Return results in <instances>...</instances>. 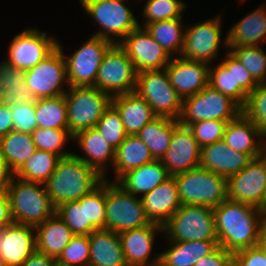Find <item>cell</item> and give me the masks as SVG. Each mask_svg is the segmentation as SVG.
<instances>
[{"instance_id":"8d00e7d4","label":"cell","mask_w":266,"mask_h":266,"mask_svg":"<svg viewBox=\"0 0 266 266\" xmlns=\"http://www.w3.org/2000/svg\"><path fill=\"white\" fill-rule=\"evenodd\" d=\"M181 20V18H176L157 21L145 27L152 38L157 41L170 56H173L172 54L174 53H178L179 56L181 55L186 29V26L183 25Z\"/></svg>"},{"instance_id":"11a10c76","label":"cell","mask_w":266,"mask_h":266,"mask_svg":"<svg viewBox=\"0 0 266 266\" xmlns=\"http://www.w3.org/2000/svg\"><path fill=\"white\" fill-rule=\"evenodd\" d=\"M10 106L7 102L0 105V138L13 131V120Z\"/></svg>"},{"instance_id":"816d5d0a","label":"cell","mask_w":266,"mask_h":266,"mask_svg":"<svg viewBox=\"0 0 266 266\" xmlns=\"http://www.w3.org/2000/svg\"><path fill=\"white\" fill-rule=\"evenodd\" d=\"M233 261L238 266H266V254L257 245L234 253Z\"/></svg>"},{"instance_id":"4dcf8cb0","label":"cell","mask_w":266,"mask_h":266,"mask_svg":"<svg viewBox=\"0 0 266 266\" xmlns=\"http://www.w3.org/2000/svg\"><path fill=\"white\" fill-rule=\"evenodd\" d=\"M37 252L57 258L74 236L71 229L55 213L35 227Z\"/></svg>"},{"instance_id":"4fadbf2b","label":"cell","mask_w":266,"mask_h":266,"mask_svg":"<svg viewBox=\"0 0 266 266\" xmlns=\"http://www.w3.org/2000/svg\"><path fill=\"white\" fill-rule=\"evenodd\" d=\"M62 46L57 48L36 66L25 70L26 85L35 98H48L65 95L64 83L68 84L66 61ZM63 83V84H62Z\"/></svg>"},{"instance_id":"484cf974","label":"cell","mask_w":266,"mask_h":266,"mask_svg":"<svg viewBox=\"0 0 266 266\" xmlns=\"http://www.w3.org/2000/svg\"><path fill=\"white\" fill-rule=\"evenodd\" d=\"M111 104L120 114L127 135H137L157 117L151 106L135 91L112 97Z\"/></svg>"},{"instance_id":"60d3db41","label":"cell","mask_w":266,"mask_h":266,"mask_svg":"<svg viewBox=\"0 0 266 266\" xmlns=\"http://www.w3.org/2000/svg\"><path fill=\"white\" fill-rule=\"evenodd\" d=\"M262 46L229 47L257 83H266V53Z\"/></svg>"},{"instance_id":"c3c4849f","label":"cell","mask_w":266,"mask_h":266,"mask_svg":"<svg viewBox=\"0 0 266 266\" xmlns=\"http://www.w3.org/2000/svg\"><path fill=\"white\" fill-rule=\"evenodd\" d=\"M228 122L229 121L204 120L191 124L188 128L192 131L194 138L202 148L203 146L221 141Z\"/></svg>"},{"instance_id":"d6986e66","label":"cell","mask_w":266,"mask_h":266,"mask_svg":"<svg viewBox=\"0 0 266 266\" xmlns=\"http://www.w3.org/2000/svg\"><path fill=\"white\" fill-rule=\"evenodd\" d=\"M209 63L184 59L181 56L171 58L165 67L171 85L178 95L185 99L199 93L208 85Z\"/></svg>"},{"instance_id":"6f0895ef","label":"cell","mask_w":266,"mask_h":266,"mask_svg":"<svg viewBox=\"0 0 266 266\" xmlns=\"http://www.w3.org/2000/svg\"><path fill=\"white\" fill-rule=\"evenodd\" d=\"M15 173L11 170L5 158L0 153V191L7 190Z\"/></svg>"},{"instance_id":"ab89813d","label":"cell","mask_w":266,"mask_h":266,"mask_svg":"<svg viewBox=\"0 0 266 266\" xmlns=\"http://www.w3.org/2000/svg\"><path fill=\"white\" fill-rule=\"evenodd\" d=\"M208 85L229 96L241 108L245 105L248 94L240 86H235L234 67H226L221 62L215 68H209Z\"/></svg>"},{"instance_id":"f35d334b","label":"cell","mask_w":266,"mask_h":266,"mask_svg":"<svg viewBox=\"0 0 266 266\" xmlns=\"http://www.w3.org/2000/svg\"><path fill=\"white\" fill-rule=\"evenodd\" d=\"M85 205L86 213V235L89 236L93 231L105 229L106 217V180L104 179L89 194L80 200Z\"/></svg>"},{"instance_id":"4316f807","label":"cell","mask_w":266,"mask_h":266,"mask_svg":"<svg viewBox=\"0 0 266 266\" xmlns=\"http://www.w3.org/2000/svg\"><path fill=\"white\" fill-rule=\"evenodd\" d=\"M256 8L250 14H247L238 23H235L228 30L224 39V46L240 47V46H259V42L266 39V8Z\"/></svg>"},{"instance_id":"277c9868","label":"cell","mask_w":266,"mask_h":266,"mask_svg":"<svg viewBox=\"0 0 266 266\" xmlns=\"http://www.w3.org/2000/svg\"><path fill=\"white\" fill-rule=\"evenodd\" d=\"M181 205L219 206L227 199V179L198 167L174 176Z\"/></svg>"},{"instance_id":"9f6ffc18","label":"cell","mask_w":266,"mask_h":266,"mask_svg":"<svg viewBox=\"0 0 266 266\" xmlns=\"http://www.w3.org/2000/svg\"><path fill=\"white\" fill-rule=\"evenodd\" d=\"M56 258L47 256L40 252H35L30 255L21 266H56Z\"/></svg>"},{"instance_id":"8992f818","label":"cell","mask_w":266,"mask_h":266,"mask_svg":"<svg viewBox=\"0 0 266 266\" xmlns=\"http://www.w3.org/2000/svg\"><path fill=\"white\" fill-rule=\"evenodd\" d=\"M65 93L67 103L68 130L75 133L96 127L112 97L94 86H68Z\"/></svg>"},{"instance_id":"d6a6232c","label":"cell","mask_w":266,"mask_h":266,"mask_svg":"<svg viewBox=\"0 0 266 266\" xmlns=\"http://www.w3.org/2000/svg\"><path fill=\"white\" fill-rule=\"evenodd\" d=\"M179 124V120L157 116L136 136L146 144L155 160H161L167 153L173 131Z\"/></svg>"},{"instance_id":"836d02e7","label":"cell","mask_w":266,"mask_h":266,"mask_svg":"<svg viewBox=\"0 0 266 266\" xmlns=\"http://www.w3.org/2000/svg\"><path fill=\"white\" fill-rule=\"evenodd\" d=\"M25 70L18 69L6 62L0 63V94L4 102H35L33 92L27 88Z\"/></svg>"},{"instance_id":"44dd1931","label":"cell","mask_w":266,"mask_h":266,"mask_svg":"<svg viewBox=\"0 0 266 266\" xmlns=\"http://www.w3.org/2000/svg\"><path fill=\"white\" fill-rule=\"evenodd\" d=\"M36 251L35 227L13 223L2 230L0 258L8 266H21Z\"/></svg>"},{"instance_id":"603a6c76","label":"cell","mask_w":266,"mask_h":266,"mask_svg":"<svg viewBox=\"0 0 266 266\" xmlns=\"http://www.w3.org/2000/svg\"><path fill=\"white\" fill-rule=\"evenodd\" d=\"M251 160L248 154L232 150L221 140L201 148L200 167L228 179L240 172Z\"/></svg>"},{"instance_id":"7402d4cb","label":"cell","mask_w":266,"mask_h":266,"mask_svg":"<svg viewBox=\"0 0 266 266\" xmlns=\"http://www.w3.org/2000/svg\"><path fill=\"white\" fill-rule=\"evenodd\" d=\"M257 138L260 143L255 140ZM222 141L232 150L246 153L252 159L266 152V140L259 128L242 112L227 123Z\"/></svg>"},{"instance_id":"ba28073f","label":"cell","mask_w":266,"mask_h":266,"mask_svg":"<svg viewBox=\"0 0 266 266\" xmlns=\"http://www.w3.org/2000/svg\"><path fill=\"white\" fill-rule=\"evenodd\" d=\"M242 108L229 96L207 85L199 93L183 99L179 123L186 127L204 120L231 121Z\"/></svg>"},{"instance_id":"74e56055","label":"cell","mask_w":266,"mask_h":266,"mask_svg":"<svg viewBox=\"0 0 266 266\" xmlns=\"http://www.w3.org/2000/svg\"><path fill=\"white\" fill-rule=\"evenodd\" d=\"M60 159L55 153L36 150L15 176L25 181L44 184L55 171Z\"/></svg>"},{"instance_id":"5bb4252c","label":"cell","mask_w":266,"mask_h":266,"mask_svg":"<svg viewBox=\"0 0 266 266\" xmlns=\"http://www.w3.org/2000/svg\"><path fill=\"white\" fill-rule=\"evenodd\" d=\"M113 45L107 39L92 35L71 56L66 57L64 54L68 86H95L100 64Z\"/></svg>"},{"instance_id":"83f0119b","label":"cell","mask_w":266,"mask_h":266,"mask_svg":"<svg viewBox=\"0 0 266 266\" xmlns=\"http://www.w3.org/2000/svg\"><path fill=\"white\" fill-rule=\"evenodd\" d=\"M89 266H128L119 234L105 229L93 231L89 236Z\"/></svg>"},{"instance_id":"f1b7e54d","label":"cell","mask_w":266,"mask_h":266,"mask_svg":"<svg viewBox=\"0 0 266 266\" xmlns=\"http://www.w3.org/2000/svg\"><path fill=\"white\" fill-rule=\"evenodd\" d=\"M170 177L161 160H154L127 171L116 183L126 192L142 197Z\"/></svg>"},{"instance_id":"f5cc1de1","label":"cell","mask_w":266,"mask_h":266,"mask_svg":"<svg viewBox=\"0 0 266 266\" xmlns=\"http://www.w3.org/2000/svg\"><path fill=\"white\" fill-rule=\"evenodd\" d=\"M233 254L219 246L213 253L200 259L194 266H228Z\"/></svg>"},{"instance_id":"e0dca14e","label":"cell","mask_w":266,"mask_h":266,"mask_svg":"<svg viewBox=\"0 0 266 266\" xmlns=\"http://www.w3.org/2000/svg\"><path fill=\"white\" fill-rule=\"evenodd\" d=\"M221 34L220 16L186 27L180 56L211 63L218 55Z\"/></svg>"},{"instance_id":"1f68e13d","label":"cell","mask_w":266,"mask_h":266,"mask_svg":"<svg viewBox=\"0 0 266 266\" xmlns=\"http://www.w3.org/2000/svg\"><path fill=\"white\" fill-rule=\"evenodd\" d=\"M155 159L146 144L136 135H127L125 140L115 150L113 169L114 182L132 169L148 164Z\"/></svg>"},{"instance_id":"94428289","label":"cell","mask_w":266,"mask_h":266,"mask_svg":"<svg viewBox=\"0 0 266 266\" xmlns=\"http://www.w3.org/2000/svg\"><path fill=\"white\" fill-rule=\"evenodd\" d=\"M4 103V99L2 97V95L0 94V105H2Z\"/></svg>"},{"instance_id":"30bf717a","label":"cell","mask_w":266,"mask_h":266,"mask_svg":"<svg viewBox=\"0 0 266 266\" xmlns=\"http://www.w3.org/2000/svg\"><path fill=\"white\" fill-rule=\"evenodd\" d=\"M125 1L82 0L80 2L85 12L102 27L93 36L101 37L114 44H118V37L123 40L139 26L138 20L134 17L131 9L127 7V4L124 3Z\"/></svg>"},{"instance_id":"5b68a950","label":"cell","mask_w":266,"mask_h":266,"mask_svg":"<svg viewBox=\"0 0 266 266\" xmlns=\"http://www.w3.org/2000/svg\"><path fill=\"white\" fill-rule=\"evenodd\" d=\"M104 179L106 180L105 230L119 234L152 223L147 217L141 198L138 199L126 192L116 182Z\"/></svg>"},{"instance_id":"7a4b0ae2","label":"cell","mask_w":266,"mask_h":266,"mask_svg":"<svg viewBox=\"0 0 266 266\" xmlns=\"http://www.w3.org/2000/svg\"><path fill=\"white\" fill-rule=\"evenodd\" d=\"M103 180L104 177L94 168L72 154L60 159L44 186L52 204L57 208L68 201H79Z\"/></svg>"},{"instance_id":"9c48e42d","label":"cell","mask_w":266,"mask_h":266,"mask_svg":"<svg viewBox=\"0 0 266 266\" xmlns=\"http://www.w3.org/2000/svg\"><path fill=\"white\" fill-rule=\"evenodd\" d=\"M135 92L151 106L156 116L179 120L183 99L171 85L165 68L137 73Z\"/></svg>"},{"instance_id":"e575fe53","label":"cell","mask_w":266,"mask_h":266,"mask_svg":"<svg viewBox=\"0 0 266 266\" xmlns=\"http://www.w3.org/2000/svg\"><path fill=\"white\" fill-rule=\"evenodd\" d=\"M36 150L30 133L10 131L0 138V153L14 173L25 164Z\"/></svg>"},{"instance_id":"f546056e","label":"cell","mask_w":266,"mask_h":266,"mask_svg":"<svg viewBox=\"0 0 266 266\" xmlns=\"http://www.w3.org/2000/svg\"><path fill=\"white\" fill-rule=\"evenodd\" d=\"M168 250L160 253L159 266H194L200 259L213 253L218 241H170Z\"/></svg>"},{"instance_id":"52a82bcc","label":"cell","mask_w":266,"mask_h":266,"mask_svg":"<svg viewBox=\"0 0 266 266\" xmlns=\"http://www.w3.org/2000/svg\"><path fill=\"white\" fill-rule=\"evenodd\" d=\"M169 241H218L213 208L181 205L163 225Z\"/></svg>"},{"instance_id":"db71d44e","label":"cell","mask_w":266,"mask_h":266,"mask_svg":"<svg viewBox=\"0 0 266 266\" xmlns=\"http://www.w3.org/2000/svg\"><path fill=\"white\" fill-rule=\"evenodd\" d=\"M9 197L6 190L0 191V230L13 224Z\"/></svg>"},{"instance_id":"9a60e30c","label":"cell","mask_w":266,"mask_h":266,"mask_svg":"<svg viewBox=\"0 0 266 266\" xmlns=\"http://www.w3.org/2000/svg\"><path fill=\"white\" fill-rule=\"evenodd\" d=\"M58 40L38 29H25L15 35L10 43L9 58L4 62L18 69L27 70L43 61L57 48Z\"/></svg>"},{"instance_id":"f907efd6","label":"cell","mask_w":266,"mask_h":266,"mask_svg":"<svg viewBox=\"0 0 266 266\" xmlns=\"http://www.w3.org/2000/svg\"><path fill=\"white\" fill-rule=\"evenodd\" d=\"M225 57L221 62L226 67H234L235 86H240L247 94L251 93L258 83L230 50Z\"/></svg>"},{"instance_id":"2e32d148","label":"cell","mask_w":266,"mask_h":266,"mask_svg":"<svg viewBox=\"0 0 266 266\" xmlns=\"http://www.w3.org/2000/svg\"><path fill=\"white\" fill-rule=\"evenodd\" d=\"M118 44L132 60L137 73L164 69L172 58L140 24Z\"/></svg>"},{"instance_id":"8fae6325","label":"cell","mask_w":266,"mask_h":266,"mask_svg":"<svg viewBox=\"0 0 266 266\" xmlns=\"http://www.w3.org/2000/svg\"><path fill=\"white\" fill-rule=\"evenodd\" d=\"M137 71L126 52L114 44L105 54L97 72L95 86L111 97L135 91Z\"/></svg>"},{"instance_id":"7bdbcfd3","label":"cell","mask_w":266,"mask_h":266,"mask_svg":"<svg viewBox=\"0 0 266 266\" xmlns=\"http://www.w3.org/2000/svg\"><path fill=\"white\" fill-rule=\"evenodd\" d=\"M185 6L182 0H148L143 7V27L157 21L182 18L181 12Z\"/></svg>"},{"instance_id":"91938a15","label":"cell","mask_w":266,"mask_h":266,"mask_svg":"<svg viewBox=\"0 0 266 266\" xmlns=\"http://www.w3.org/2000/svg\"><path fill=\"white\" fill-rule=\"evenodd\" d=\"M0 266H8V265L0 258Z\"/></svg>"},{"instance_id":"b9f144b4","label":"cell","mask_w":266,"mask_h":266,"mask_svg":"<svg viewBox=\"0 0 266 266\" xmlns=\"http://www.w3.org/2000/svg\"><path fill=\"white\" fill-rule=\"evenodd\" d=\"M31 135L37 150L49 151L57 154L61 158L73 154L70 151L65 152V150H62L64 149V144L69 139L73 140V135L68 129L37 128Z\"/></svg>"},{"instance_id":"681fc988","label":"cell","mask_w":266,"mask_h":266,"mask_svg":"<svg viewBox=\"0 0 266 266\" xmlns=\"http://www.w3.org/2000/svg\"><path fill=\"white\" fill-rule=\"evenodd\" d=\"M8 104L13 117V131L32 134L37 129L35 102Z\"/></svg>"},{"instance_id":"cb8c5ba5","label":"cell","mask_w":266,"mask_h":266,"mask_svg":"<svg viewBox=\"0 0 266 266\" xmlns=\"http://www.w3.org/2000/svg\"><path fill=\"white\" fill-rule=\"evenodd\" d=\"M141 199L147 217L151 222L161 226L181 207L178 185L174 176H170Z\"/></svg>"},{"instance_id":"ffe728a7","label":"cell","mask_w":266,"mask_h":266,"mask_svg":"<svg viewBox=\"0 0 266 266\" xmlns=\"http://www.w3.org/2000/svg\"><path fill=\"white\" fill-rule=\"evenodd\" d=\"M156 232H163V226L152 222L145 227L119 233L128 266L160 265V254L149 261Z\"/></svg>"},{"instance_id":"d590c367","label":"cell","mask_w":266,"mask_h":266,"mask_svg":"<svg viewBox=\"0 0 266 266\" xmlns=\"http://www.w3.org/2000/svg\"><path fill=\"white\" fill-rule=\"evenodd\" d=\"M35 114L37 128L68 129L65 95L36 99Z\"/></svg>"},{"instance_id":"6da1fadb","label":"cell","mask_w":266,"mask_h":266,"mask_svg":"<svg viewBox=\"0 0 266 266\" xmlns=\"http://www.w3.org/2000/svg\"><path fill=\"white\" fill-rule=\"evenodd\" d=\"M213 211L219 246L234 254L259 244L266 226L265 211L229 199L213 208Z\"/></svg>"},{"instance_id":"ee69618b","label":"cell","mask_w":266,"mask_h":266,"mask_svg":"<svg viewBox=\"0 0 266 266\" xmlns=\"http://www.w3.org/2000/svg\"><path fill=\"white\" fill-rule=\"evenodd\" d=\"M242 113L257 126L266 140V83H258L248 94Z\"/></svg>"},{"instance_id":"d4e9b609","label":"cell","mask_w":266,"mask_h":266,"mask_svg":"<svg viewBox=\"0 0 266 266\" xmlns=\"http://www.w3.org/2000/svg\"><path fill=\"white\" fill-rule=\"evenodd\" d=\"M73 139L77 140V144L84 152L85 157L77 154L73 155L94 168L105 178V169L108 168V163L113 167L115 149L109 145L108 141L95 127L75 133Z\"/></svg>"},{"instance_id":"3957f363","label":"cell","mask_w":266,"mask_h":266,"mask_svg":"<svg viewBox=\"0 0 266 266\" xmlns=\"http://www.w3.org/2000/svg\"><path fill=\"white\" fill-rule=\"evenodd\" d=\"M6 191L12 219L16 224L36 227L56 213L42 183L25 181L14 176Z\"/></svg>"},{"instance_id":"ac0fdd59","label":"cell","mask_w":266,"mask_h":266,"mask_svg":"<svg viewBox=\"0 0 266 266\" xmlns=\"http://www.w3.org/2000/svg\"><path fill=\"white\" fill-rule=\"evenodd\" d=\"M161 162L170 176L200 167L201 147L188 127L179 124L174 129L169 148Z\"/></svg>"},{"instance_id":"7c38bea8","label":"cell","mask_w":266,"mask_h":266,"mask_svg":"<svg viewBox=\"0 0 266 266\" xmlns=\"http://www.w3.org/2000/svg\"><path fill=\"white\" fill-rule=\"evenodd\" d=\"M227 199L250 204L266 212V152L227 179Z\"/></svg>"},{"instance_id":"680465c9","label":"cell","mask_w":266,"mask_h":266,"mask_svg":"<svg viewBox=\"0 0 266 266\" xmlns=\"http://www.w3.org/2000/svg\"><path fill=\"white\" fill-rule=\"evenodd\" d=\"M266 254V226L264 227L258 244Z\"/></svg>"},{"instance_id":"f6af8a7d","label":"cell","mask_w":266,"mask_h":266,"mask_svg":"<svg viewBox=\"0 0 266 266\" xmlns=\"http://www.w3.org/2000/svg\"><path fill=\"white\" fill-rule=\"evenodd\" d=\"M95 128L115 150L127 136L120 114L112 104L105 110Z\"/></svg>"},{"instance_id":"6125c7cd","label":"cell","mask_w":266,"mask_h":266,"mask_svg":"<svg viewBox=\"0 0 266 266\" xmlns=\"http://www.w3.org/2000/svg\"><path fill=\"white\" fill-rule=\"evenodd\" d=\"M228 266H238L233 260Z\"/></svg>"},{"instance_id":"7dc6e473","label":"cell","mask_w":266,"mask_h":266,"mask_svg":"<svg viewBox=\"0 0 266 266\" xmlns=\"http://www.w3.org/2000/svg\"><path fill=\"white\" fill-rule=\"evenodd\" d=\"M56 214L71 229L73 235H86L85 205L80 201H68L56 208Z\"/></svg>"},{"instance_id":"bcb514c9","label":"cell","mask_w":266,"mask_h":266,"mask_svg":"<svg viewBox=\"0 0 266 266\" xmlns=\"http://www.w3.org/2000/svg\"><path fill=\"white\" fill-rule=\"evenodd\" d=\"M90 243L87 235H74L56 258L61 266H89Z\"/></svg>"}]
</instances>
